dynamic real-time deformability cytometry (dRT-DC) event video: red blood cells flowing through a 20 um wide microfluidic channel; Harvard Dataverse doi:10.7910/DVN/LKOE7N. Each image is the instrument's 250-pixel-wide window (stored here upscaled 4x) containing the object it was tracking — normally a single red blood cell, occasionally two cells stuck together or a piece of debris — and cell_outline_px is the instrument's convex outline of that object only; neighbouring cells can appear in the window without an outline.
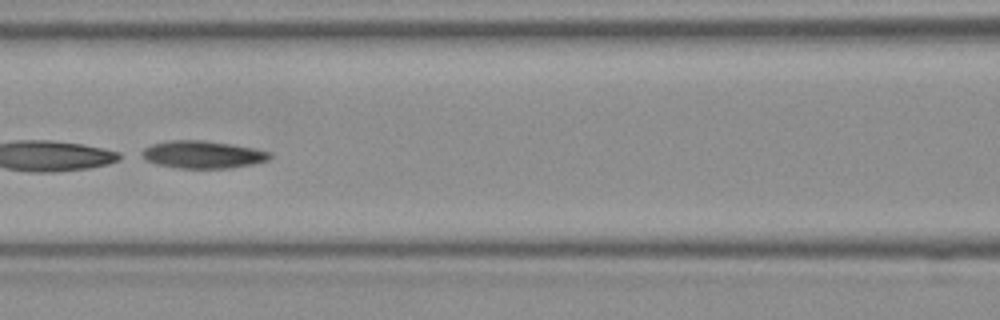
{"species": "Egyptian fruit bat (a non-hibernating species)", "species_latin": "Rousettus aegyptiacus", "temperature_condition": "room temperature", "stored_images_in_passage": 17, "camera_frame_rate_fps": 3000, "um_per_image_px": 0.085, "frame": {"image": 1, "passage_image": 10, "time_ms": 3.0, "image_size_px": [1000, 320], "cell_outline_px": [[272, 156], [268, 160], [252, 164], [228, 168], [176, 168], [156, 164], [144, 160], [136, 156], [136, 152], [152, 144], [168, 140], [204, 140], [232, 144], [272, 152]], "centroid_in_image_um": [17.12, 13.13], "position_along_channel_um": 149.5, "area_um2": 20.92}}